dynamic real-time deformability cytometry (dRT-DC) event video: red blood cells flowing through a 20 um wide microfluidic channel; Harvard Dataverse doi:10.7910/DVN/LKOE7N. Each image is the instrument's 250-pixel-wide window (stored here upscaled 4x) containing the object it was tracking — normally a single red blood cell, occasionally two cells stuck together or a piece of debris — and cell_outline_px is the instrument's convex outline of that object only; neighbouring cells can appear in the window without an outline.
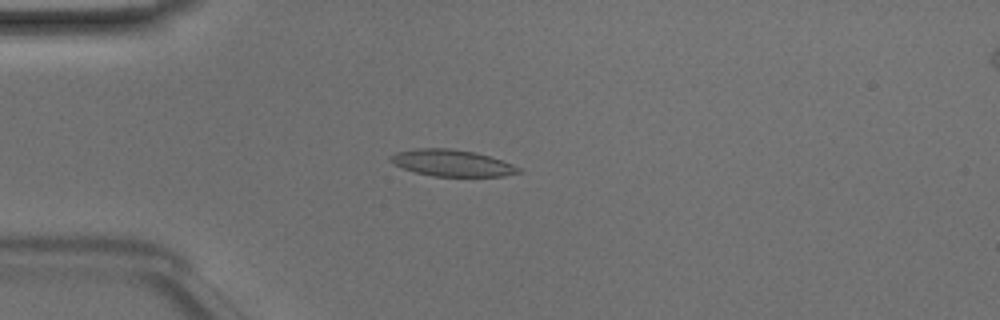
{"species": "Egyptian fruit bat (a non-hibernating species)", "species_latin": "Rousettus aegyptiacus", "temperature_condition": "room temperature", "stored_images_in_passage": 49, "camera_frame_rate_fps": 3000, "um_per_image_px": 0.085, "animal": {"sex": "male"}, "frame": {"image": 1, "passage_image": 13, "time_ms": 4.0, "image_size_px": [1000, 320], "cell_outline_px": [[524, 172], [504, 176], [432, 176], [416, 172], [404, 168], [396, 164], [388, 156], [396, 152], [416, 148], [448, 148], [476, 152], [512, 164], [520, 168]], "centroid_in_image_um": [38.45, 13.85], "position_along_channel_um": 46.6, "area_um2": 19.65}}
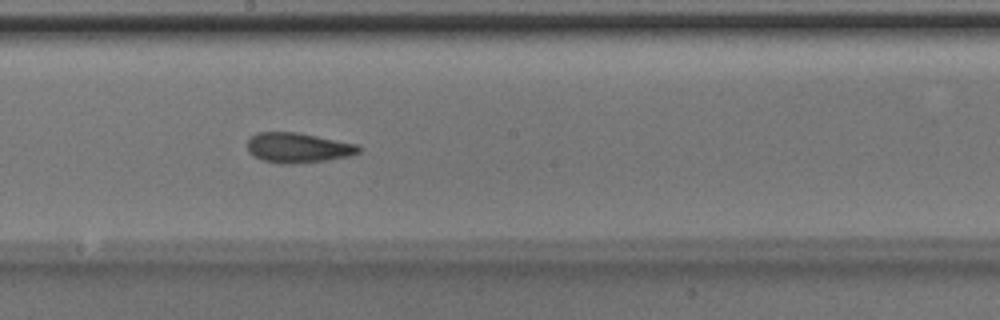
{"frame": {"image": 2, "passage_image": 27, "time_ms": 8.667, "image_size_px": [1000, 320], "cell_outline_px": [[364, 148], [360, 152], [348, 156], [328, 160], [288, 164], [284, 164], [264, 160], [252, 156], [248, 152], [248, 140], [256, 132], [300, 132], [356, 144]], "centroid_in_image_um": [25.34, 12.55], "position_along_channel_um": 222.9, "area_um2": 19.54}}
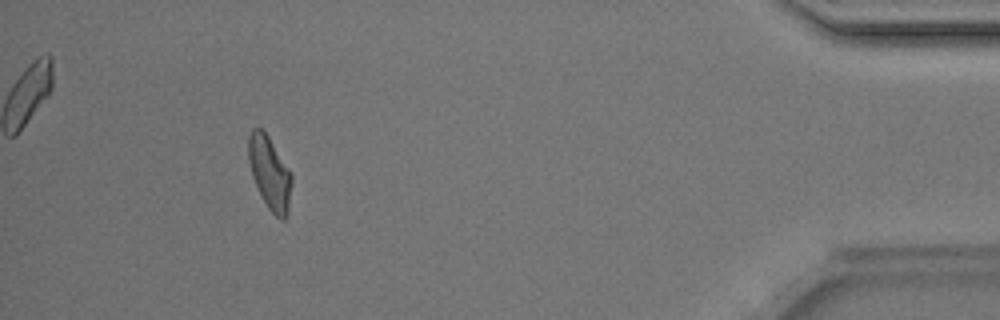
{"frame": {"image": 3, "passage_image": 45, "time_ms": 14.667, "image_size_px": [1000, 320], "cell_outline_px": [[292, 180], [288, 216], [284, 220], [280, 220], [268, 208], [252, 176], [248, 160], [248, 136], [252, 128], [260, 128], [268, 136], [292, 176]], "centroid_in_image_um": [22.92, 14.72], "position_along_channel_um": 412.3, "area_um2": 18.09}, "authors_computed_cell_mechanics": {"area_um2": 19.1896, "velocity_mm_per_s": 4.1504, "shape_relaxation_time_tau1_ms": 6.9039, "shape_relaxation_time_tau2_ms": 2.1442, "deformation_change_tau1": 0.1518, "deformation_change_tau2": 0.0997}}